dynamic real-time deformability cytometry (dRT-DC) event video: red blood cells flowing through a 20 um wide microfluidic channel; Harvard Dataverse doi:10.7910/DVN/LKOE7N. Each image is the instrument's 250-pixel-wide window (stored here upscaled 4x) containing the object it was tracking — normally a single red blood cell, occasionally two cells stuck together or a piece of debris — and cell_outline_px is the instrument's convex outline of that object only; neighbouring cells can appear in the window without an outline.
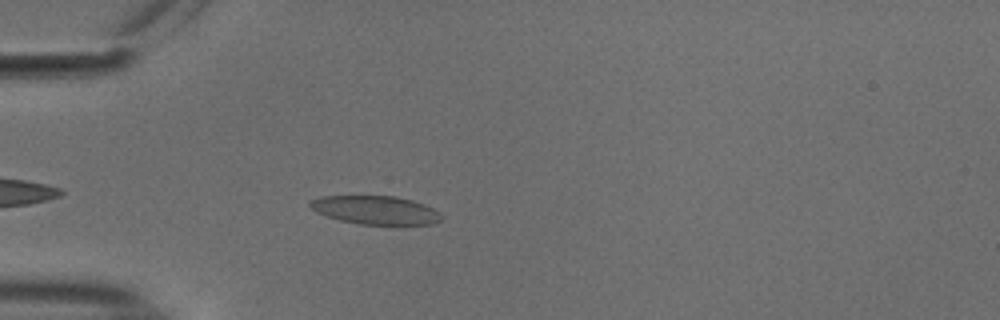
{"species": "common noctule bat (a hibernating species)", "species_latin": "Nyctalus noctula", "temperature_condition": "cold", "stored_images_in_passage": 36, "camera_frame_rate_fps": 3000, "um_per_image_px": 0.085, "animal": {"sex": "male", "body_mass_g": 18.8}, "frame": {"image": 1, "passage_image": 5, "time_ms": 1.333, "image_size_px": [1000, 320], "cell_outline_px": [[444, 220], [432, 224], [360, 224], [340, 220], [316, 212], [308, 204], [308, 200], [320, 196], [396, 196], [412, 200], [424, 204], [440, 212], [444, 216]], "centroid_in_image_um": [31.94, 17.85], "position_along_channel_um": 53.1, "area_um2": 21.91}}
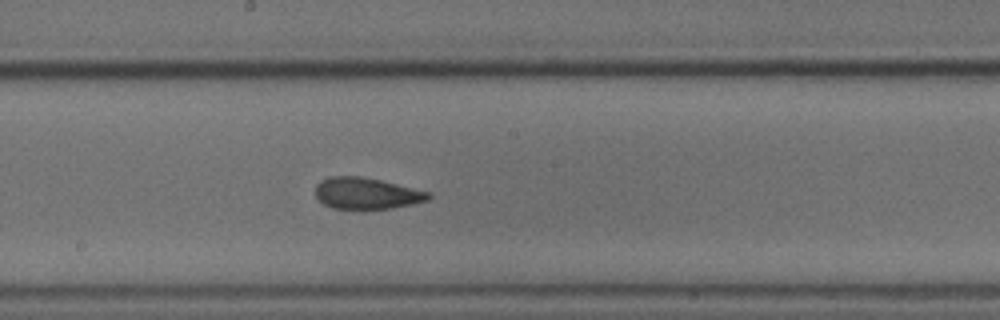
{"frame": {"image": 2, "passage_image": 19, "time_ms": 6.0, "image_size_px": [1000, 320], "cell_outline_px": [[432, 196], [428, 200], [412, 204], [392, 208], [332, 208], [324, 204], [316, 196], [316, 184], [320, 180], [328, 176], [360, 176], [380, 180], [432, 192]], "centroid_in_image_um": [31.17, 16.42], "position_along_channel_um": 217.0, "area_um2": 20.63}}
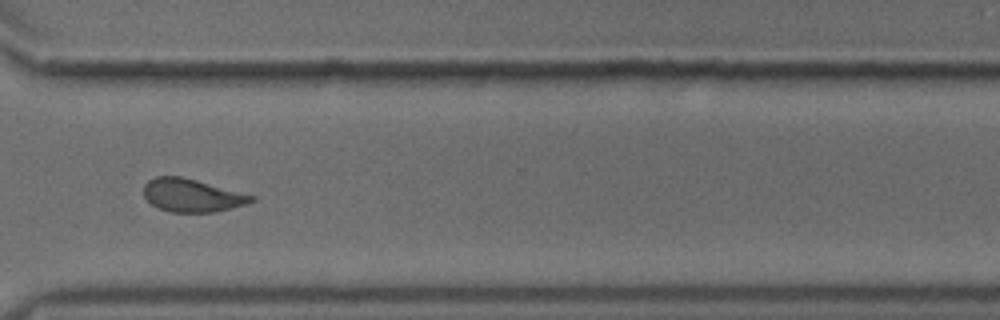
{"frame": {"image": 3, "passage_image": 30, "time_ms": 9.667, "image_size_px": [1000, 320], "cell_outline_px": [[256, 200], [244, 204], [212, 212], [168, 212], [152, 204], [144, 196], [144, 184], [148, 180], [156, 176], [180, 176], [196, 180], [256, 196]], "centroid_in_image_um": [16.29, 16.6], "position_along_channel_um": 354.3, "area_um2": 20.46}, "authors_computed_cell_mechanics": {"area_um2": 21.1259, "velocity_mm_per_s": 3.746, "shape_relaxation_time_tau1_ms": 4.2668, "shape_relaxation_time_tau2_ms": 1.8541, "deformation_change_tau1": 0.1285, "deformation_change_tau2": 0.0829}}